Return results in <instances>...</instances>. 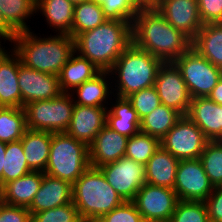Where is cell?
Wrapping results in <instances>:
<instances>
[{"label": "cell", "mask_w": 222, "mask_h": 222, "mask_svg": "<svg viewBox=\"0 0 222 222\" xmlns=\"http://www.w3.org/2000/svg\"><path fill=\"white\" fill-rule=\"evenodd\" d=\"M90 167L89 146L66 132L52 133L49 159L44 173L72 185Z\"/></svg>", "instance_id": "8992f818"}, {"label": "cell", "mask_w": 222, "mask_h": 222, "mask_svg": "<svg viewBox=\"0 0 222 222\" xmlns=\"http://www.w3.org/2000/svg\"><path fill=\"white\" fill-rule=\"evenodd\" d=\"M208 141L188 116H182L160 140V145L180 161L199 158Z\"/></svg>", "instance_id": "9c48e42d"}, {"label": "cell", "mask_w": 222, "mask_h": 222, "mask_svg": "<svg viewBox=\"0 0 222 222\" xmlns=\"http://www.w3.org/2000/svg\"><path fill=\"white\" fill-rule=\"evenodd\" d=\"M31 222H83L76 206L68 203L62 206L37 212L32 215Z\"/></svg>", "instance_id": "74e56055"}, {"label": "cell", "mask_w": 222, "mask_h": 222, "mask_svg": "<svg viewBox=\"0 0 222 222\" xmlns=\"http://www.w3.org/2000/svg\"><path fill=\"white\" fill-rule=\"evenodd\" d=\"M113 96L115 100H109L106 126L129 138L140 131V119L128 98Z\"/></svg>", "instance_id": "603a6c76"}, {"label": "cell", "mask_w": 222, "mask_h": 222, "mask_svg": "<svg viewBox=\"0 0 222 222\" xmlns=\"http://www.w3.org/2000/svg\"><path fill=\"white\" fill-rule=\"evenodd\" d=\"M187 116L209 141L222 140V105L209 97L192 98Z\"/></svg>", "instance_id": "d6986e66"}, {"label": "cell", "mask_w": 222, "mask_h": 222, "mask_svg": "<svg viewBox=\"0 0 222 222\" xmlns=\"http://www.w3.org/2000/svg\"><path fill=\"white\" fill-rule=\"evenodd\" d=\"M35 12L45 16V22L56 34L72 31L74 5L69 0H36Z\"/></svg>", "instance_id": "484cf974"}, {"label": "cell", "mask_w": 222, "mask_h": 222, "mask_svg": "<svg viewBox=\"0 0 222 222\" xmlns=\"http://www.w3.org/2000/svg\"><path fill=\"white\" fill-rule=\"evenodd\" d=\"M170 222H210L207 206L205 202L179 200Z\"/></svg>", "instance_id": "d590c367"}, {"label": "cell", "mask_w": 222, "mask_h": 222, "mask_svg": "<svg viewBox=\"0 0 222 222\" xmlns=\"http://www.w3.org/2000/svg\"><path fill=\"white\" fill-rule=\"evenodd\" d=\"M208 97L215 103L222 105V77L218 80L217 85L212 89Z\"/></svg>", "instance_id": "bcb514c9"}, {"label": "cell", "mask_w": 222, "mask_h": 222, "mask_svg": "<svg viewBox=\"0 0 222 222\" xmlns=\"http://www.w3.org/2000/svg\"><path fill=\"white\" fill-rule=\"evenodd\" d=\"M31 31L17 33L10 44L12 49L25 66L36 71L59 75L75 52L74 38L69 34L58 33L41 37Z\"/></svg>", "instance_id": "7a4b0ae2"}, {"label": "cell", "mask_w": 222, "mask_h": 222, "mask_svg": "<svg viewBox=\"0 0 222 222\" xmlns=\"http://www.w3.org/2000/svg\"><path fill=\"white\" fill-rule=\"evenodd\" d=\"M18 83L21 91V108L32 101L50 100L60 93L58 75L33 70L19 64Z\"/></svg>", "instance_id": "5bb4252c"}, {"label": "cell", "mask_w": 222, "mask_h": 222, "mask_svg": "<svg viewBox=\"0 0 222 222\" xmlns=\"http://www.w3.org/2000/svg\"><path fill=\"white\" fill-rule=\"evenodd\" d=\"M152 222H170V220L152 221Z\"/></svg>", "instance_id": "681fc988"}, {"label": "cell", "mask_w": 222, "mask_h": 222, "mask_svg": "<svg viewBox=\"0 0 222 222\" xmlns=\"http://www.w3.org/2000/svg\"><path fill=\"white\" fill-rule=\"evenodd\" d=\"M137 112L139 119L147 116L161 104L157 90L154 86L144 88L127 97Z\"/></svg>", "instance_id": "f35d334b"}, {"label": "cell", "mask_w": 222, "mask_h": 222, "mask_svg": "<svg viewBox=\"0 0 222 222\" xmlns=\"http://www.w3.org/2000/svg\"><path fill=\"white\" fill-rule=\"evenodd\" d=\"M24 108L0 107V141L10 143L19 141L26 131Z\"/></svg>", "instance_id": "1f68e13d"}, {"label": "cell", "mask_w": 222, "mask_h": 222, "mask_svg": "<svg viewBox=\"0 0 222 222\" xmlns=\"http://www.w3.org/2000/svg\"><path fill=\"white\" fill-rule=\"evenodd\" d=\"M75 52L101 71H110L115 61L133 42L132 22L106 20L95 29L80 33L75 39Z\"/></svg>", "instance_id": "3957f363"}, {"label": "cell", "mask_w": 222, "mask_h": 222, "mask_svg": "<svg viewBox=\"0 0 222 222\" xmlns=\"http://www.w3.org/2000/svg\"><path fill=\"white\" fill-rule=\"evenodd\" d=\"M20 140L29 168L44 172L49 159L52 133L27 128Z\"/></svg>", "instance_id": "d4e9b609"}, {"label": "cell", "mask_w": 222, "mask_h": 222, "mask_svg": "<svg viewBox=\"0 0 222 222\" xmlns=\"http://www.w3.org/2000/svg\"><path fill=\"white\" fill-rule=\"evenodd\" d=\"M25 158L21 140L6 143L4 166L2 171V186L14 179L31 172Z\"/></svg>", "instance_id": "d6a6232c"}, {"label": "cell", "mask_w": 222, "mask_h": 222, "mask_svg": "<svg viewBox=\"0 0 222 222\" xmlns=\"http://www.w3.org/2000/svg\"><path fill=\"white\" fill-rule=\"evenodd\" d=\"M181 117L173 108L160 104L140 120V131L161 140Z\"/></svg>", "instance_id": "f546056e"}, {"label": "cell", "mask_w": 222, "mask_h": 222, "mask_svg": "<svg viewBox=\"0 0 222 222\" xmlns=\"http://www.w3.org/2000/svg\"><path fill=\"white\" fill-rule=\"evenodd\" d=\"M5 151L6 143L0 141V188L2 187V171L4 166Z\"/></svg>", "instance_id": "7dc6e473"}, {"label": "cell", "mask_w": 222, "mask_h": 222, "mask_svg": "<svg viewBox=\"0 0 222 222\" xmlns=\"http://www.w3.org/2000/svg\"><path fill=\"white\" fill-rule=\"evenodd\" d=\"M73 5L85 2V1H89V0H69Z\"/></svg>", "instance_id": "c3c4849f"}, {"label": "cell", "mask_w": 222, "mask_h": 222, "mask_svg": "<svg viewBox=\"0 0 222 222\" xmlns=\"http://www.w3.org/2000/svg\"><path fill=\"white\" fill-rule=\"evenodd\" d=\"M209 221L222 222V187H214L213 192L205 200Z\"/></svg>", "instance_id": "7bdbcfd3"}, {"label": "cell", "mask_w": 222, "mask_h": 222, "mask_svg": "<svg viewBox=\"0 0 222 222\" xmlns=\"http://www.w3.org/2000/svg\"><path fill=\"white\" fill-rule=\"evenodd\" d=\"M128 137L104 126L89 145L90 166L99 168L125 156Z\"/></svg>", "instance_id": "ac0fdd59"}, {"label": "cell", "mask_w": 222, "mask_h": 222, "mask_svg": "<svg viewBox=\"0 0 222 222\" xmlns=\"http://www.w3.org/2000/svg\"><path fill=\"white\" fill-rule=\"evenodd\" d=\"M192 48L222 69V22L203 24L192 40Z\"/></svg>", "instance_id": "83f0119b"}, {"label": "cell", "mask_w": 222, "mask_h": 222, "mask_svg": "<svg viewBox=\"0 0 222 222\" xmlns=\"http://www.w3.org/2000/svg\"><path fill=\"white\" fill-rule=\"evenodd\" d=\"M161 0H131L136 10L157 9Z\"/></svg>", "instance_id": "f6af8a7d"}, {"label": "cell", "mask_w": 222, "mask_h": 222, "mask_svg": "<svg viewBox=\"0 0 222 222\" xmlns=\"http://www.w3.org/2000/svg\"><path fill=\"white\" fill-rule=\"evenodd\" d=\"M154 87L161 104L187 116L192 97L183 80L181 71L173 62L163 63L159 68Z\"/></svg>", "instance_id": "7c38bea8"}, {"label": "cell", "mask_w": 222, "mask_h": 222, "mask_svg": "<svg viewBox=\"0 0 222 222\" xmlns=\"http://www.w3.org/2000/svg\"><path fill=\"white\" fill-rule=\"evenodd\" d=\"M97 222H145L133 201H124Z\"/></svg>", "instance_id": "ab89813d"}, {"label": "cell", "mask_w": 222, "mask_h": 222, "mask_svg": "<svg viewBox=\"0 0 222 222\" xmlns=\"http://www.w3.org/2000/svg\"><path fill=\"white\" fill-rule=\"evenodd\" d=\"M199 160L214 187H222V140L208 141Z\"/></svg>", "instance_id": "e575fe53"}, {"label": "cell", "mask_w": 222, "mask_h": 222, "mask_svg": "<svg viewBox=\"0 0 222 222\" xmlns=\"http://www.w3.org/2000/svg\"><path fill=\"white\" fill-rule=\"evenodd\" d=\"M35 9L36 0H0L3 20L16 34L32 30L27 22Z\"/></svg>", "instance_id": "f1b7e54d"}, {"label": "cell", "mask_w": 222, "mask_h": 222, "mask_svg": "<svg viewBox=\"0 0 222 222\" xmlns=\"http://www.w3.org/2000/svg\"><path fill=\"white\" fill-rule=\"evenodd\" d=\"M28 208L9 205L0 200V222H31Z\"/></svg>", "instance_id": "b9f144b4"}, {"label": "cell", "mask_w": 222, "mask_h": 222, "mask_svg": "<svg viewBox=\"0 0 222 222\" xmlns=\"http://www.w3.org/2000/svg\"><path fill=\"white\" fill-rule=\"evenodd\" d=\"M44 172L31 171L5 183L0 188V200L9 205L29 208L39 190Z\"/></svg>", "instance_id": "7402d4cb"}, {"label": "cell", "mask_w": 222, "mask_h": 222, "mask_svg": "<svg viewBox=\"0 0 222 222\" xmlns=\"http://www.w3.org/2000/svg\"><path fill=\"white\" fill-rule=\"evenodd\" d=\"M213 189L199 158L179 161L173 188L179 200L205 202Z\"/></svg>", "instance_id": "8fae6325"}, {"label": "cell", "mask_w": 222, "mask_h": 222, "mask_svg": "<svg viewBox=\"0 0 222 222\" xmlns=\"http://www.w3.org/2000/svg\"><path fill=\"white\" fill-rule=\"evenodd\" d=\"M75 103L70 93L61 92L50 100L32 101L24 106L26 127L51 133L65 132L70 124Z\"/></svg>", "instance_id": "52a82bcc"}, {"label": "cell", "mask_w": 222, "mask_h": 222, "mask_svg": "<svg viewBox=\"0 0 222 222\" xmlns=\"http://www.w3.org/2000/svg\"><path fill=\"white\" fill-rule=\"evenodd\" d=\"M179 160L161 146L145 165L146 183L173 189Z\"/></svg>", "instance_id": "cb8c5ba5"}, {"label": "cell", "mask_w": 222, "mask_h": 222, "mask_svg": "<svg viewBox=\"0 0 222 222\" xmlns=\"http://www.w3.org/2000/svg\"><path fill=\"white\" fill-rule=\"evenodd\" d=\"M108 20L103 13L102 6L94 0L74 5L72 31L69 35L76 38L80 33L95 29Z\"/></svg>", "instance_id": "4dcf8cb0"}, {"label": "cell", "mask_w": 222, "mask_h": 222, "mask_svg": "<svg viewBox=\"0 0 222 222\" xmlns=\"http://www.w3.org/2000/svg\"><path fill=\"white\" fill-rule=\"evenodd\" d=\"M98 169L124 201H133L146 183L145 165L125 156Z\"/></svg>", "instance_id": "30bf717a"}, {"label": "cell", "mask_w": 222, "mask_h": 222, "mask_svg": "<svg viewBox=\"0 0 222 222\" xmlns=\"http://www.w3.org/2000/svg\"><path fill=\"white\" fill-rule=\"evenodd\" d=\"M163 63L161 59L132 42L110 70L113 79L111 81L115 84L112 86L115 87L112 88L113 95L127 98L135 92L154 86L158 70Z\"/></svg>", "instance_id": "277c9868"}, {"label": "cell", "mask_w": 222, "mask_h": 222, "mask_svg": "<svg viewBox=\"0 0 222 222\" xmlns=\"http://www.w3.org/2000/svg\"><path fill=\"white\" fill-rule=\"evenodd\" d=\"M72 203V184L44 173L42 183L28 210L31 216L37 212L49 210Z\"/></svg>", "instance_id": "ffe728a7"}, {"label": "cell", "mask_w": 222, "mask_h": 222, "mask_svg": "<svg viewBox=\"0 0 222 222\" xmlns=\"http://www.w3.org/2000/svg\"><path fill=\"white\" fill-rule=\"evenodd\" d=\"M156 10L175 29L182 31L191 40L203 26L197 0H161Z\"/></svg>", "instance_id": "9a60e30c"}, {"label": "cell", "mask_w": 222, "mask_h": 222, "mask_svg": "<svg viewBox=\"0 0 222 222\" xmlns=\"http://www.w3.org/2000/svg\"><path fill=\"white\" fill-rule=\"evenodd\" d=\"M160 146L159 139L139 131L128 138L125 157L146 165Z\"/></svg>", "instance_id": "836d02e7"}, {"label": "cell", "mask_w": 222, "mask_h": 222, "mask_svg": "<svg viewBox=\"0 0 222 222\" xmlns=\"http://www.w3.org/2000/svg\"><path fill=\"white\" fill-rule=\"evenodd\" d=\"M110 80H112L110 71H101L94 78L85 81L69 93L76 105L108 107L110 105L108 99L113 97L112 86L114 85Z\"/></svg>", "instance_id": "44dd1931"}, {"label": "cell", "mask_w": 222, "mask_h": 222, "mask_svg": "<svg viewBox=\"0 0 222 222\" xmlns=\"http://www.w3.org/2000/svg\"><path fill=\"white\" fill-rule=\"evenodd\" d=\"M102 6L104 16L108 20L132 22L137 10L131 4V0H94Z\"/></svg>", "instance_id": "8d00e7d4"}, {"label": "cell", "mask_w": 222, "mask_h": 222, "mask_svg": "<svg viewBox=\"0 0 222 222\" xmlns=\"http://www.w3.org/2000/svg\"><path fill=\"white\" fill-rule=\"evenodd\" d=\"M178 201L173 189L147 183L138 190L133 200L145 222L170 220Z\"/></svg>", "instance_id": "4fadbf2b"}, {"label": "cell", "mask_w": 222, "mask_h": 222, "mask_svg": "<svg viewBox=\"0 0 222 222\" xmlns=\"http://www.w3.org/2000/svg\"><path fill=\"white\" fill-rule=\"evenodd\" d=\"M8 50H5V46H0V107L21 108V91L18 83L21 59L11 47Z\"/></svg>", "instance_id": "e0dca14e"}, {"label": "cell", "mask_w": 222, "mask_h": 222, "mask_svg": "<svg viewBox=\"0 0 222 222\" xmlns=\"http://www.w3.org/2000/svg\"><path fill=\"white\" fill-rule=\"evenodd\" d=\"M107 110L108 107L75 104L69 127L65 132L89 146L106 125Z\"/></svg>", "instance_id": "2e32d148"}, {"label": "cell", "mask_w": 222, "mask_h": 222, "mask_svg": "<svg viewBox=\"0 0 222 222\" xmlns=\"http://www.w3.org/2000/svg\"><path fill=\"white\" fill-rule=\"evenodd\" d=\"M15 35L16 33L4 22L0 10V42L4 39V43H6L5 41H9L11 43Z\"/></svg>", "instance_id": "ee69618b"}, {"label": "cell", "mask_w": 222, "mask_h": 222, "mask_svg": "<svg viewBox=\"0 0 222 222\" xmlns=\"http://www.w3.org/2000/svg\"><path fill=\"white\" fill-rule=\"evenodd\" d=\"M100 72L92 62L74 52L58 75L60 90L69 93Z\"/></svg>", "instance_id": "4316f807"}, {"label": "cell", "mask_w": 222, "mask_h": 222, "mask_svg": "<svg viewBox=\"0 0 222 222\" xmlns=\"http://www.w3.org/2000/svg\"><path fill=\"white\" fill-rule=\"evenodd\" d=\"M72 202L83 222H97L124 200L103 173L90 166L72 185Z\"/></svg>", "instance_id": "5b68a950"}, {"label": "cell", "mask_w": 222, "mask_h": 222, "mask_svg": "<svg viewBox=\"0 0 222 222\" xmlns=\"http://www.w3.org/2000/svg\"><path fill=\"white\" fill-rule=\"evenodd\" d=\"M173 63L181 71L192 98L208 97L222 77V69L213 65L192 47Z\"/></svg>", "instance_id": "ba28073f"}, {"label": "cell", "mask_w": 222, "mask_h": 222, "mask_svg": "<svg viewBox=\"0 0 222 222\" xmlns=\"http://www.w3.org/2000/svg\"><path fill=\"white\" fill-rule=\"evenodd\" d=\"M133 43L164 63L174 62L192 47V40L175 29L156 9L137 10Z\"/></svg>", "instance_id": "6da1fadb"}, {"label": "cell", "mask_w": 222, "mask_h": 222, "mask_svg": "<svg viewBox=\"0 0 222 222\" xmlns=\"http://www.w3.org/2000/svg\"><path fill=\"white\" fill-rule=\"evenodd\" d=\"M203 24L222 22V0H197Z\"/></svg>", "instance_id": "60d3db41"}]
</instances>
